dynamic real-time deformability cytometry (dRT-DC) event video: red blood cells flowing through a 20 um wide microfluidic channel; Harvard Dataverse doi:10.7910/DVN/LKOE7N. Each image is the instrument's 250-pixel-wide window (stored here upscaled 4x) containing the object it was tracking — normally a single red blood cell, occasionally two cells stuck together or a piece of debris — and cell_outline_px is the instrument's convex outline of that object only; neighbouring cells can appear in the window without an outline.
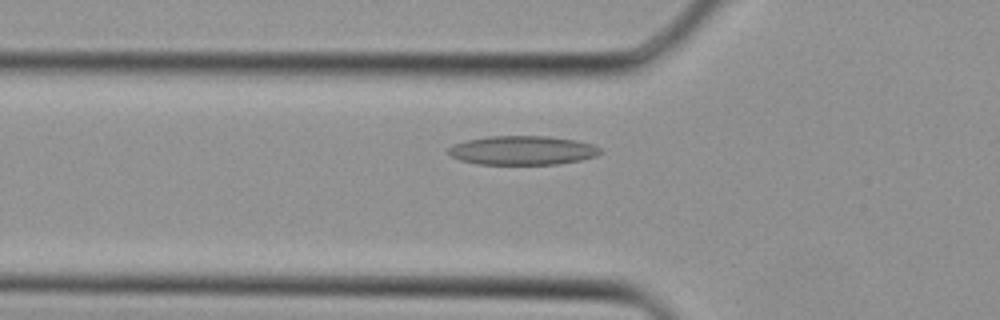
{"species": "Egyptian fruit bat (a non-hibernating species)", "species_latin": "Rousettus aegyptiacus", "temperature_condition": "cold", "stored_images_in_passage": 33, "camera_frame_rate_fps": 3000, "um_per_image_px": 0.085, "animal": {"sex": "female"}, "frame": {"image": 1, "passage_image": 8, "time_ms": 2.333, "image_size_px": [1000, 320], "cell_outline_px": [[600, 152], [596, 156], [580, 160], [556, 164], [476, 164], [460, 160], [452, 156], [448, 152], [448, 148], [452, 144], [468, 140], [488, 136], [548, 136], [576, 140], [592, 144], [600, 148]], "centroid_in_image_um": [44.39, 12.78], "position_along_channel_um": 81.4, "area_um2": 25.61}}
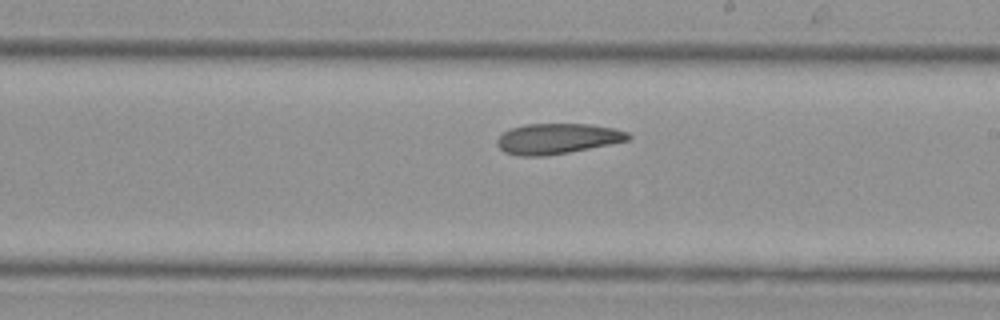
{"frame": {"image": 2, "passage_image": 17, "time_ms": 5.333, "image_size_px": [1000, 320], "cell_outline_px": [[632, 136], [628, 140], [568, 152], [544, 156], [520, 156], [504, 152], [496, 144], [496, 140], [504, 132], [512, 128], [524, 124], [592, 124], [612, 128], [628, 132]], "centroid_in_image_um": [47.34, 11.78], "position_along_channel_um": 241.7, "area_um2": 23.06}}
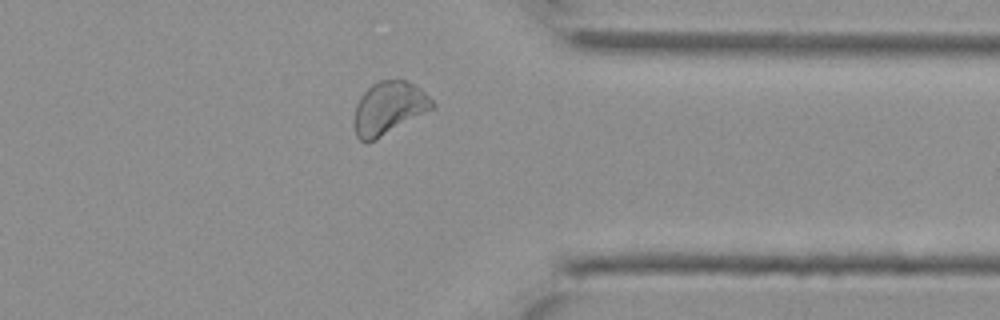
{"frame": {"image": 3, "passage_image": 25, "time_ms": 8.0, "image_size_px": [1000, 320], "cell_outline_px": [[436, 108], [376, 140], [368, 144], [360, 140], [356, 136], [356, 104], [360, 96], [372, 84], [380, 80], [396, 76], [400, 76], [420, 88], [436, 104]], "centroid_in_image_um": [33.1, 9.15], "position_along_channel_um": 378.3, "area_um2": 24.57}}